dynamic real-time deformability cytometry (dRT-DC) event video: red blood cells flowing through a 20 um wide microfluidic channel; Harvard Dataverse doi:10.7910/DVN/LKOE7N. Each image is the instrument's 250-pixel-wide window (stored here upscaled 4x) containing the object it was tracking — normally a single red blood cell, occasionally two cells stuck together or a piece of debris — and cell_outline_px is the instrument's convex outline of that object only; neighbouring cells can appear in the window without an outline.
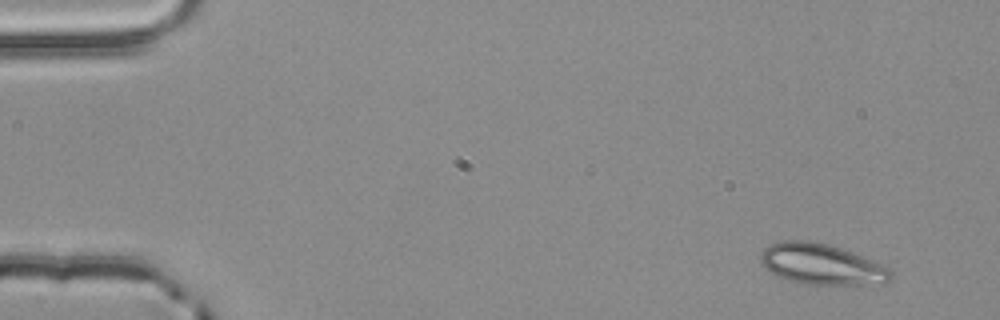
{"species": "common noctule bat (a hibernating species)", "species_latin": "Nyctalus noctula", "temperature_condition": "room temperature", "stored_images_in_passage": 3, "camera_frame_rate_fps": 3000, "um_per_image_px": 0.085, "animal": {"sex": "male", "body_mass_g": 20.4}, "frame": {"image": 1, "passage_image": 1, "time_ms": 0.0, "image_size_px": [1000, 320], "cell_outline_px": [[892, 276], [888, 280], [860, 284], [804, 284], [788, 280], [776, 276], [764, 268], [760, 264], [760, 252], [764, 248], [772, 244], [784, 240], [804, 240], [828, 244], [888, 264], [892, 268]], "centroid_in_image_um": [69.81, 22.44], "position_along_channel_um": 15.2, "area_um2": 31.1}}